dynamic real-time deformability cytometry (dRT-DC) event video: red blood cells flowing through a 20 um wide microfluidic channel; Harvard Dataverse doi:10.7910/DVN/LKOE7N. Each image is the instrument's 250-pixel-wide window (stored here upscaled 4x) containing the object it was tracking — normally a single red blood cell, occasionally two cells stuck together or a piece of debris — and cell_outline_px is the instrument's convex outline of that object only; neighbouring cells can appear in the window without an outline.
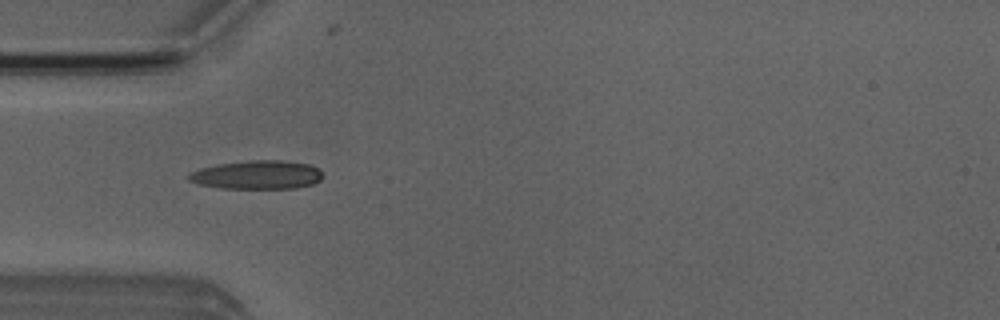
{"species": "Egyptian fruit bat (a non-hibernating species)", "species_latin": "Rousettus aegyptiacus", "temperature_condition": "room temperature", "stored_images_in_passage": 7, "camera_frame_rate_fps": 3000, "um_per_image_px": 0.085, "animal": {"sex": "male"}, "frame": {"image": 1, "passage_image": 4, "time_ms": 4.333, "image_size_px": [1000, 320], "cell_outline_px": [[324, 176], [320, 180], [312, 184], [296, 188], [220, 188], [196, 184], [188, 180], [188, 176], [192, 172], [200, 168], [220, 164], [248, 160], [280, 160], [308, 164], [316, 168]], "centroid_in_image_um": [21.84, 14.86], "position_along_channel_um": 63.2, "area_um2": 22.25}}
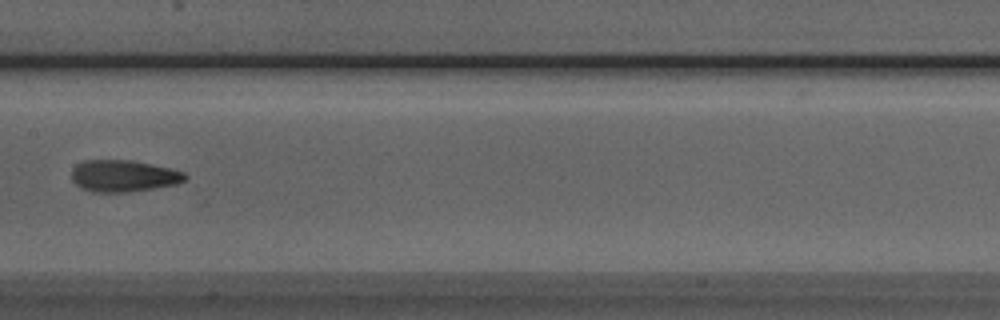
{"frame": {"image": 2, "passage_image": 7, "time_ms": 7.667, "image_size_px": [1000, 320], "cell_outline_px": [[188, 176], [184, 180], [176, 184], [128, 192], [92, 192], [80, 188], [72, 180], [72, 168], [76, 164], [84, 160], [132, 160], [168, 168], [184, 172]], "centroid_in_image_um": [10.45, 14.95], "position_along_channel_um": 197.0, "area_um2": 20.92}}